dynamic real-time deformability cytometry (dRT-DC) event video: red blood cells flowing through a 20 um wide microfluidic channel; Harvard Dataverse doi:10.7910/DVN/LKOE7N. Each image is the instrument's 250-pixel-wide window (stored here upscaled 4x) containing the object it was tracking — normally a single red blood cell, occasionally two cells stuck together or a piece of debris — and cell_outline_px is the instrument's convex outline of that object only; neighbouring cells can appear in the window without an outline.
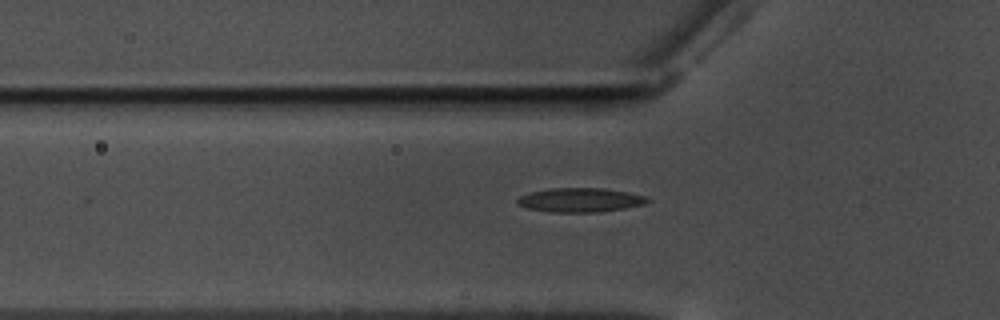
{"species": "common noctule bat (a hibernating species)", "species_latin": "Nyctalus noctula", "temperature_condition": "warm", "stored_images_in_passage": 31, "camera_frame_rate_fps": 3000, "um_per_image_px": 0.085, "animal": {"sex": "male", "body_mass_g": 17.5, "forearm_length_mm": 52.3}, "frame": {"image": 1, "passage_image": 2, "time_ms": 0.333, "image_size_px": [1000, 320], "cell_outline_px": [[652, 200], [644, 204], [624, 208], [596, 212], [552, 212], [528, 208], [516, 204], [516, 200], [520, 196], [532, 192], [552, 188], [604, 188], [628, 192], [648, 196]], "centroid_in_image_um": [49.35, 16.99], "position_along_channel_um": 76.4, "area_um2": 18.26}}
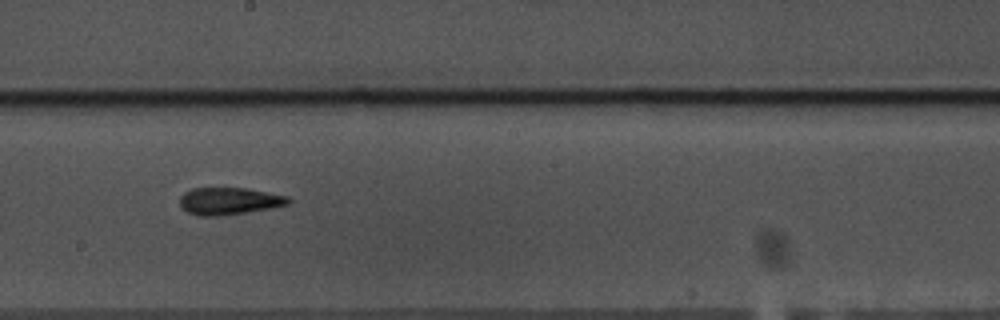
{"frame": {"image": 2, "passage_image": 15, "time_ms": 4.667, "image_size_px": [1000, 320], "cell_outline_px": [[292, 200], [288, 204], [272, 208], [220, 216], [200, 216], [188, 212], [180, 204], [180, 196], [184, 192], [192, 188], [248, 188], [288, 196]], "centroid_in_image_um": [19.49, 17.08], "position_along_channel_um": 228.7, "area_um2": 17.22}}
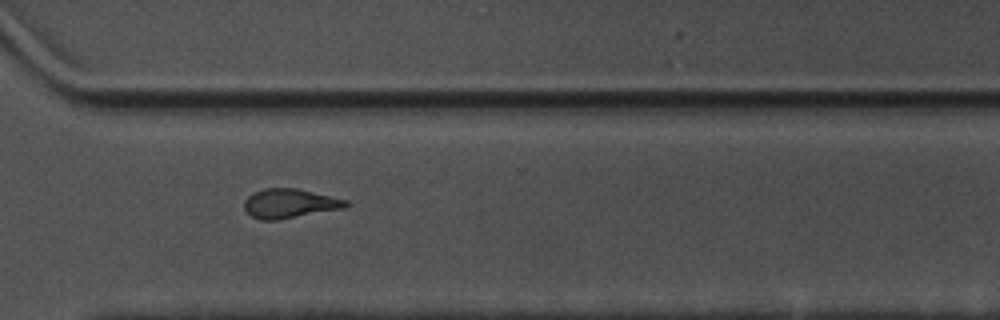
{"frame": {"image": 3, "passage_image": 25, "time_ms": 8.0, "image_size_px": [1000, 320], "cell_outline_px": [[352, 204], [344, 208], [280, 220], [260, 220], [252, 216], [244, 208], [244, 200], [248, 196], [264, 188], [296, 188], [348, 200]], "centroid_in_image_um": [24.65, 17.3], "position_along_channel_um": 346.0, "area_um2": 17.4}, "authors_computed_cell_mechanics": {"area_um2": 16.8198, "velocity_mm_per_s": 3.5154, "shape_relaxation_time_tau1_ms": null, "shape_relaxation_time_tau2_ms": 4.5198, "deformation_change_tau1": null, "deformation_change_tau2": 0.1375}}